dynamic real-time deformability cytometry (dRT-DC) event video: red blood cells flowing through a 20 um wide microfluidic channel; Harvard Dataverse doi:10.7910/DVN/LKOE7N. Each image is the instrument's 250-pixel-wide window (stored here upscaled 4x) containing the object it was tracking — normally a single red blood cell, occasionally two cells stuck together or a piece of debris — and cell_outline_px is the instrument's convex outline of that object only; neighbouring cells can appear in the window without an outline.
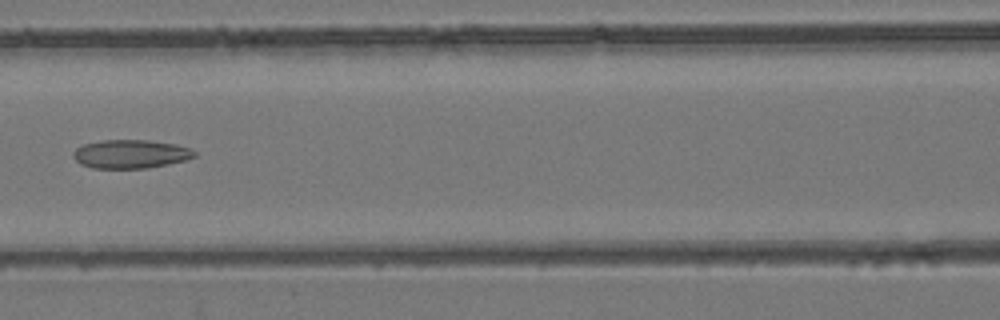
{"species": "common noctule bat (a hibernating species)", "species_latin": "Nyctalus noctula", "temperature_condition": "room temperature", "stored_images_in_passage": 8, "camera_frame_rate_fps": 3000, "um_per_image_px": 0.085, "animal": {"sex": "female", "body_mass_g": 24.6, "forearm_length_mm": 56.2}, "frame": {"image": 1, "passage_image": 8, "time_ms": 2.333, "image_size_px": [1000, 320], "cell_outline_px": [[196, 156], [184, 160], [168, 164], [148, 168], [92, 168], [80, 164], [72, 156], [72, 152], [76, 148], [84, 144], [104, 140], [148, 140], [176, 144], [188, 148], [196, 152]], "centroid_in_image_um": [11.08, 13.09], "position_along_channel_um": 155.5, "area_um2": 20.17}}